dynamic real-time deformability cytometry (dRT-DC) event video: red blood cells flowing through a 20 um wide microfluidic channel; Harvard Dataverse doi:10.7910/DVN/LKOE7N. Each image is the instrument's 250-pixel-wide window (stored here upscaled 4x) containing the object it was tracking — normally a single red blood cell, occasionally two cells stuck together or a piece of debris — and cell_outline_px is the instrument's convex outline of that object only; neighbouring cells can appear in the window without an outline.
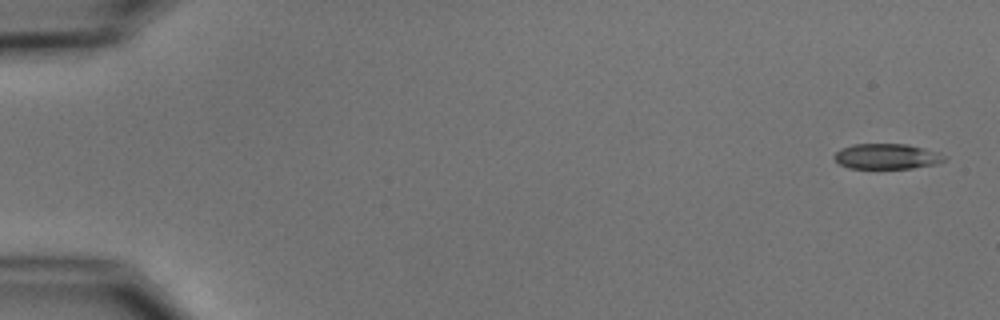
{"species": "common noctule bat (a hibernating species)", "species_latin": "Nyctalus noctula", "temperature_condition": "cold", "stored_images_in_passage": 6, "camera_frame_rate_fps": 3000, "um_per_image_px": 0.085, "animal": {"sex": "male", "body_mass_g": 15.6}, "frame": {"image": 1, "passage_image": 1, "time_ms": 0.0, "image_size_px": [1000, 320], "cell_outline_px": [[948, 160], [936, 164], [912, 168], [848, 168], [840, 164], [832, 156], [840, 148], [852, 144], [908, 144], [940, 152], [948, 156]], "centroid_in_image_um": [75.42, 13.29], "position_along_channel_um": 9.6, "area_um2": 16.53}}
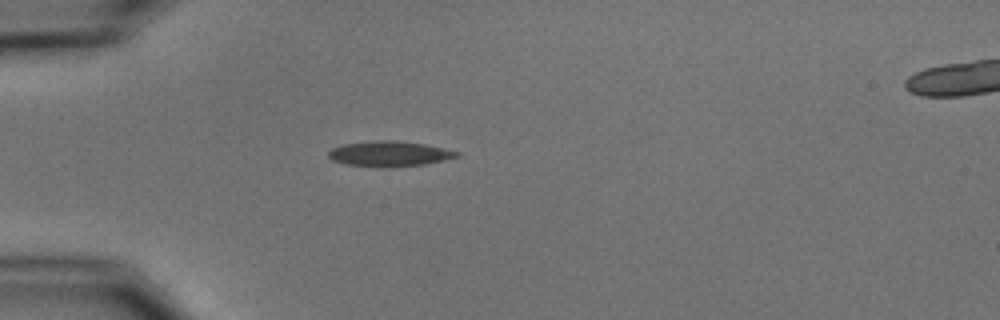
{"frame": {"image": 2, "passage_image": 5, "time_ms": 4.667, "image_size_px": [1000, 320], "cell_outline_px": [[460, 156], [444, 160], [424, 164], [384, 168], [380, 168], [344, 164], [332, 160], [328, 156], [328, 152], [332, 148], [344, 144], [376, 140], [396, 140], [424, 144], [460, 152]], "centroid_in_image_um": [33.07, 13.08], "position_along_channel_um": 51.9, "area_um2": 19.02}}